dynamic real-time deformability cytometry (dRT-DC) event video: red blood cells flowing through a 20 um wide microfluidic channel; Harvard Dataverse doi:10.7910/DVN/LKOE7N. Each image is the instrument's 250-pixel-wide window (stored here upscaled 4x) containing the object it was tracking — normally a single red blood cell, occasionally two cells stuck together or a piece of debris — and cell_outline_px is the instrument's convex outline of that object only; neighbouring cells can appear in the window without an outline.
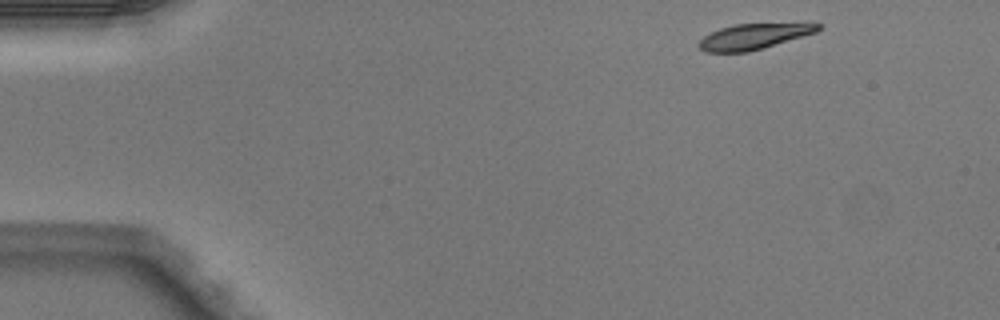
{"species": "Egyptian fruit bat (a non-hibernating species)", "species_latin": "Rousettus aegyptiacus", "temperature_condition": "warm", "stored_images_in_passage": 45, "camera_frame_rate_fps": 3000, "um_per_image_px": 0.085, "animal": {"sex": "male"}, "frame": {"image": 1, "passage_image": 1, "time_ms": 0.0, "image_size_px": [1000, 320], "cell_outline_px": [[824, 24], [816, 32], [748, 52], [704, 52], [696, 44], [704, 36], [720, 28], [736, 24]], "centroid_in_image_um": [63.99, 3.11], "position_along_channel_um": 21.0, "area_um2": 17.28}}
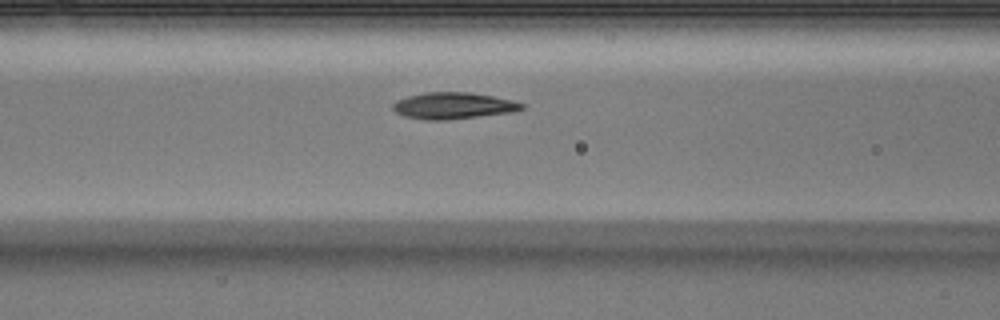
{"frame": {"image": 2, "passage_image": 16, "time_ms": 5.0, "image_size_px": [1000, 320], "cell_outline_px": [[524, 108], [516, 112], [444, 120], [428, 120], [404, 116], [396, 112], [392, 108], [392, 104], [396, 100], [408, 96], [424, 92], [468, 92], [492, 96], [512, 100], [524, 104]], "centroid_in_image_um": [38.53, 8.98], "position_along_channel_um": 128.1, "area_um2": 19.94}}
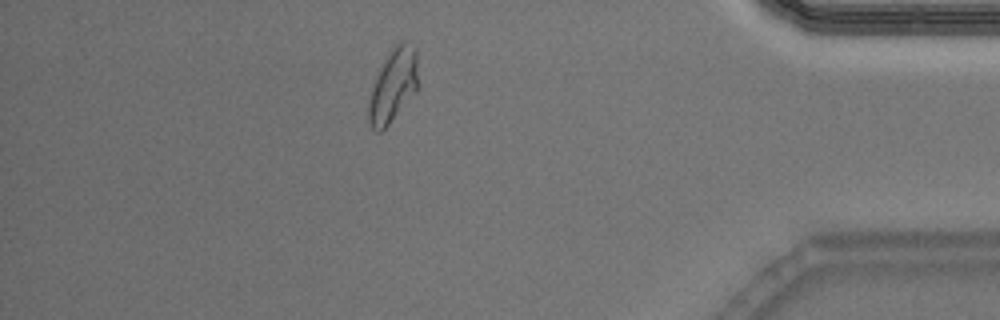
{"frame": {"image": 3, "passage_image": 39, "time_ms": 12.667, "image_size_px": [1000, 320], "cell_outline_px": [[416, 92], [388, 124], [380, 132], [376, 132], [372, 128], [368, 120], [368, 104], [372, 88], [376, 76], [384, 60], [392, 48], [400, 40], [408, 40], [416, 48]], "centroid_in_image_um": [33.4, 7.24], "position_along_channel_um": 401.8, "area_um2": 20.81}, "authors_computed_cell_mechanics": {"area_um2": 19.8254, "velocity_mm_per_s": 4.0394, "shape_relaxation_time_tau1_ms": 3.2274, "shape_relaxation_time_tau2_ms": 1.6899, "deformation_change_tau1": 0.1542, "deformation_change_tau2": 0.0578}}